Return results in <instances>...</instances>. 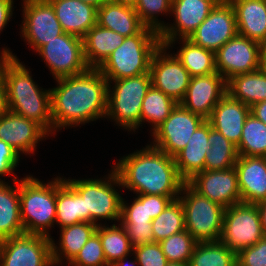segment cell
Returning a JSON list of instances; mask_svg holds the SVG:
<instances>
[{
  "mask_svg": "<svg viewBox=\"0 0 266 266\" xmlns=\"http://www.w3.org/2000/svg\"><path fill=\"white\" fill-rule=\"evenodd\" d=\"M56 81L58 86L50 89L55 132L106 117L108 81L98 69L89 68L84 73Z\"/></svg>",
  "mask_w": 266,
  "mask_h": 266,
  "instance_id": "cell-1",
  "label": "cell"
},
{
  "mask_svg": "<svg viewBox=\"0 0 266 266\" xmlns=\"http://www.w3.org/2000/svg\"><path fill=\"white\" fill-rule=\"evenodd\" d=\"M114 165L121 187L136 195L179 196L186 183L178 173L174 157L147 145L128 156H123Z\"/></svg>",
  "mask_w": 266,
  "mask_h": 266,
  "instance_id": "cell-2",
  "label": "cell"
},
{
  "mask_svg": "<svg viewBox=\"0 0 266 266\" xmlns=\"http://www.w3.org/2000/svg\"><path fill=\"white\" fill-rule=\"evenodd\" d=\"M24 65L12 54L2 66L8 110L36 122L48 134L55 135L50 89L38 87Z\"/></svg>",
  "mask_w": 266,
  "mask_h": 266,
  "instance_id": "cell-3",
  "label": "cell"
},
{
  "mask_svg": "<svg viewBox=\"0 0 266 266\" xmlns=\"http://www.w3.org/2000/svg\"><path fill=\"white\" fill-rule=\"evenodd\" d=\"M161 46L159 33L144 27L138 34L125 37L123 43L117 47L98 68L107 79L120 80L149 73L150 63L155 51Z\"/></svg>",
  "mask_w": 266,
  "mask_h": 266,
  "instance_id": "cell-4",
  "label": "cell"
},
{
  "mask_svg": "<svg viewBox=\"0 0 266 266\" xmlns=\"http://www.w3.org/2000/svg\"><path fill=\"white\" fill-rule=\"evenodd\" d=\"M19 198L24 233L51 238L48 229L56 218V178L47 184L31 175L21 178Z\"/></svg>",
  "mask_w": 266,
  "mask_h": 266,
  "instance_id": "cell-5",
  "label": "cell"
},
{
  "mask_svg": "<svg viewBox=\"0 0 266 266\" xmlns=\"http://www.w3.org/2000/svg\"><path fill=\"white\" fill-rule=\"evenodd\" d=\"M112 81V90V85L108 84L106 118L128 131H135L142 126V102L152 85L150 73Z\"/></svg>",
  "mask_w": 266,
  "mask_h": 266,
  "instance_id": "cell-6",
  "label": "cell"
},
{
  "mask_svg": "<svg viewBox=\"0 0 266 266\" xmlns=\"http://www.w3.org/2000/svg\"><path fill=\"white\" fill-rule=\"evenodd\" d=\"M65 181L84 199L85 222L99 225V219L120 221L122 197L115 187L122 185L114 169L104 180L89 178Z\"/></svg>",
  "mask_w": 266,
  "mask_h": 266,
  "instance_id": "cell-7",
  "label": "cell"
},
{
  "mask_svg": "<svg viewBox=\"0 0 266 266\" xmlns=\"http://www.w3.org/2000/svg\"><path fill=\"white\" fill-rule=\"evenodd\" d=\"M178 198L183 205L188 233L197 242L219 241L226 208L202 196L188 183L184 184Z\"/></svg>",
  "mask_w": 266,
  "mask_h": 266,
  "instance_id": "cell-8",
  "label": "cell"
},
{
  "mask_svg": "<svg viewBox=\"0 0 266 266\" xmlns=\"http://www.w3.org/2000/svg\"><path fill=\"white\" fill-rule=\"evenodd\" d=\"M266 235L257 204L239 203L225 209L220 241L236 254Z\"/></svg>",
  "mask_w": 266,
  "mask_h": 266,
  "instance_id": "cell-9",
  "label": "cell"
},
{
  "mask_svg": "<svg viewBox=\"0 0 266 266\" xmlns=\"http://www.w3.org/2000/svg\"><path fill=\"white\" fill-rule=\"evenodd\" d=\"M36 52L50 68L54 79L78 75L89 69L84 57L83 38L72 34L63 33Z\"/></svg>",
  "mask_w": 266,
  "mask_h": 266,
  "instance_id": "cell-10",
  "label": "cell"
},
{
  "mask_svg": "<svg viewBox=\"0 0 266 266\" xmlns=\"http://www.w3.org/2000/svg\"><path fill=\"white\" fill-rule=\"evenodd\" d=\"M0 266H54L51 238L23 233L0 240Z\"/></svg>",
  "mask_w": 266,
  "mask_h": 266,
  "instance_id": "cell-11",
  "label": "cell"
},
{
  "mask_svg": "<svg viewBox=\"0 0 266 266\" xmlns=\"http://www.w3.org/2000/svg\"><path fill=\"white\" fill-rule=\"evenodd\" d=\"M178 103L171 114L153 132V147L171 157L179 153L189 142L194 131L205 121Z\"/></svg>",
  "mask_w": 266,
  "mask_h": 266,
  "instance_id": "cell-12",
  "label": "cell"
},
{
  "mask_svg": "<svg viewBox=\"0 0 266 266\" xmlns=\"http://www.w3.org/2000/svg\"><path fill=\"white\" fill-rule=\"evenodd\" d=\"M22 36L36 51L64 33L48 0H23Z\"/></svg>",
  "mask_w": 266,
  "mask_h": 266,
  "instance_id": "cell-13",
  "label": "cell"
},
{
  "mask_svg": "<svg viewBox=\"0 0 266 266\" xmlns=\"http://www.w3.org/2000/svg\"><path fill=\"white\" fill-rule=\"evenodd\" d=\"M166 49L165 45H161L152 56L149 70L151 84L180 103L186 95L191 75L176 55L166 53Z\"/></svg>",
  "mask_w": 266,
  "mask_h": 266,
  "instance_id": "cell-14",
  "label": "cell"
},
{
  "mask_svg": "<svg viewBox=\"0 0 266 266\" xmlns=\"http://www.w3.org/2000/svg\"><path fill=\"white\" fill-rule=\"evenodd\" d=\"M217 72L226 81L261 68L259 43L236 34L215 52Z\"/></svg>",
  "mask_w": 266,
  "mask_h": 266,
  "instance_id": "cell-15",
  "label": "cell"
},
{
  "mask_svg": "<svg viewBox=\"0 0 266 266\" xmlns=\"http://www.w3.org/2000/svg\"><path fill=\"white\" fill-rule=\"evenodd\" d=\"M220 0H172L174 26L167 25L159 33L161 45L168 49L177 39H188L208 17Z\"/></svg>",
  "mask_w": 266,
  "mask_h": 266,
  "instance_id": "cell-16",
  "label": "cell"
},
{
  "mask_svg": "<svg viewBox=\"0 0 266 266\" xmlns=\"http://www.w3.org/2000/svg\"><path fill=\"white\" fill-rule=\"evenodd\" d=\"M236 34L234 7L229 0H220L188 39L198 46L216 52Z\"/></svg>",
  "mask_w": 266,
  "mask_h": 266,
  "instance_id": "cell-17",
  "label": "cell"
},
{
  "mask_svg": "<svg viewBox=\"0 0 266 266\" xmlns=\"http://www.w3.org/2000/svg\"><path fill=\"white\" fill-rule=\"evenodd\" d=\"M196 192L227 208L241 203L235 167L204 170L187 182Z\"/></svg>",
  "mask_w": 266,
  "mask_h": 266,
  "instance_id": "cell-18",
  "label": "cell"
},
{
  "mask_svg": "<svg viewBox=\"0 0 266 266\" xmlns=\"http://www.w3.org/2000/svg\"><path fill=\"white\" fill-rule=\"evenodd\" d=\"M226 93L227 81L218 72L191 77L186 95L180 104L207 120Z\"/></svg>",
  "mask_w": 266,
  "mask_h": 266,
  "instance_id": "cell-19",
  "label": "cell"
},
{
  "mask_svg": "<svg viewBox=\"0 0 266 266\" xmlns=\"http://www.w3.org/2000/svg\"><path fill=\"white\" fill-rule=\"evenodd\" d=\"M49 134L36 122L7 111L0 116V139L19 154H34L37 143Z\"/></svg>",
  "mask_w": 266,
  "mask_h": 266,
  "instance_id": "cell-20",
  "label": "cell"
},
{
  "mask_svg": "<svg viewBox=\"0 0 266 266\" xmlns=\"http://www.w3.org/2000/svg\"><path fill=\"white\" fill-rule=\"evenodd\" d=\"M241 202L266 201V157L238 156L235 163Z\"/></svg>",
  "mask_w": 266,
  "mask_h": 266,
  "instance_id": "cell-21",
  "label": "cell"
},
{
  "mask_svg": "<svg viewBox=\"0 0 266 266\" xmlns=\"http://www.w3.org/2000/svg\"><path fill=\"white\" fill-rule=\"evenodd\" d=\"M249 114L250 107L248 105L226 93L214 107L207 120L212 128L237 146L240 142L244 122Z\"/></svg>",
  "mask_w": 266,
  "mask_h": 266,
  "instance_id": "cell-22",
  "label": "cell"
},
{
  "mask_svg": "<svg viewBox=\"0 0 266 266\" xmlns=\"http://www.w3.org/2000/svg\"><path fill=\"white\" fill-rule=\"evenodd\" d=\"M64 33L83 38L97 24V7L81 0H48Z\"/></svg>",
  "mask_w": 266,
  "mask_h": 266,
  "instance_id": "cell-23",
  "label": "cell"
},
{
  "mask_svg": "<svg viewBox=\"0 0 266 266\" xmlns=\"http://www.w3.org/2000/svg\"><path fill=\"white\" fill-rule=\"evenodd\" d=\"M209 131L210 122L205 120L194 131L187 145L174 156L178 173L186 183L204 171L205 158L210 149Z\"/></svg>",
  "mask_w": 266,
  "mask_h": 266,
  "instance_id": "cell-24",
  "label": "cell"
},
{
  "mask_svg": "<svg viewBox=\"0 0 266 266\" xmlns=\"http://www.w3.org/2000/svg\"><path fill=\"white\" fill-rule=\"evenodd\" d=\"M236 15L237 33L260 42L266 36V0H229Z\"/></svg>",
  "mask_w": 266,
  "mask_h": 266,
  "instance_id": "cell-25",
  "label": "cell"
},
{
  "mask_svg": "<svg viewBox=\"0 0 266 266\" xmlns=\"http://www.w3.org/2000/svg\"><path fill=\"white\" fill-rule=\"evenodd\" d=\"M97 24L116 33L130 37L138 34L145 26L139 20L135 8L105 1L97 8Z\"/></svg>",
  "mask_w": 266,
  "mask_h": 266,
  "instance_id": "cell-26",
  "label": "cell"
},
{
  "mask_svg": "<svg viewBox=\"0 0 266 266\" xmlns=\"http://www.w3.org/2000/svg\"><path fill=\"white\" fill-rule=\"evenodd\" d=\"M124 36L96 24L83 37L84 57L89 68L98 69L122 43Z\"/></svg>",
  "mask_w": 266,
  "mask_h": 266,
  "instance_id": "cell-27",
  "label": "cell"
},
{
  "mask_svg": "<svg viewBox=\"0 0 266 266\" xmlns=\"http://www.w3.org/2000/svg\"><path fill=\"white\" fill-rule=\"evenodd\" d=\"M13 177L15 185L0 182V240L24 233L21 220L19 181Z\"/></svg>",
  "mask_w": 266,
  "mask_h": 266,
  "instance_id": "cell-28",
  "label": "cell"
},
{
  "mask_svg": "<svg viewBox=\"0 0 266 266\" xmlns=\"http://www.w3.org/2000/svg\"><path fill=\"white\" fill-rule=\"evenodd\" d=\"M97 226L98 225L94 223L80 222L61 228L59 246H56L51 237L52 260L54 266L62 264L64 258L69 263L86 244L88 239L96 232Z\"/></svg>",
  "mask_w": 266,
  "mask_h": 266,
  "instance_id": "cell-29",
  "label": "cell"
},
{
  "mask_svg": "<svg viewBox=\"0 0 266 266\" xmlns=\"http://www.w3.org/2000/svg\"><path fill=\"white\" fill-rule=\"evenodd\" d=\"M56 224L64 228L85 222L84 199L65 181L56 177Z\"/></svg>",
  "mask_w": 266,
  "mask_h": 266,
  "instance_id": "cell-30",
  "label": "cell"
},
{
  "mask_svg": "<svg viewBox=\"0 0 266 266\" xmlns=\"http://www.w3.org/2000/svg\"><path fill=\"white\" fill-rule=\"evenodd\" d=\"M227 93L251 107L266 100V70L260 68L250 73L233 76L227 81Z\"/></svg>",
  "mask_w": 266,
  "mask_h": 266,
  "instance_id": "cell-31",
  "label": "cell"
},
{
  "mask_svg": "<svg viewBox=\"0 0 266 266\" xmlns=\"http://www.w3.org/2000/svg\"><path fill=\"white\" fill-rule=\"evenodd\" d=\"M180 40H182L183 47L175 55L190 73L191 77L217 72L215 52L198 46L189 39Z\"/></svg>",
  "mask_w": 266,
  "mask_h": 266,
  "instance_id": "cell-32",
  "label": "cell"
},
{
  "mask_svg": "<svg viewBox=\"0 0 266 266\" xmlns=\"http://www.w3.org/2000/svg\"><path fill=\"white\" fill-rule=\"evenodd\" d=\"M208 142L210 149L205 158L204 170H224L235 166L238 159L236 145L212 128L211 124Z\"/></svg>",
  "mask_w": 266,
  "mask_h": 266,
  "instance_id": "cell-33",
  "label": "cell"
},
{
  "mask_svg": "<svg viewBox=\"0 0 266 266\" xmlns=\"http://www.w3.org/2000/svg\"><path fill=\"white\" fill-rule=\"evenodd\" d=\"M119 225L113 224L109 227V225L99 224L96 229L102 242L104 256L110 266L133 252L125 227L121 223Z\"/></svg>",
  "mask_w": 266,
  "mask_h": 266,
  "instance_id": "cell-34",
  "label": "cell"
},
{
  "mask_svg": "<svg viewBox=\"0 0 266 266\" xmlns=\"http://www.w3.org/2000/svg\"><path fill=\"white\" fill-rule=\"evenodd\" d=\"M189 266H237L236 253L220 240L197 242Z\"/></svg>",
  "mask_w": 266,
  "mask_h": 266,
  "instance_id": "cell-35",
  "label": "cell"
},
{
  "mask_svg": "<svg viewBox=\"0 0 266 266\" xmlns=\"http://www.w3.org/2000/svg\"><path fill=\"white\" fill-rule=\"evenodd\" d=\"M236 148L238 156L266 157V124L250 113Z\"/></svg>",
  "mask_w": 266,
  "mask_h": 266,
  "instance_id": "cell-36",
  "label": "cell"
},
{
  "mask_svg": "<svg viewBox=\"0 0 266 266\" xmlns=\"http://www.w3.org/2000/svg\"><path fill=\"white\" fill-rule=\"evenodd\" d=\"M178 103L151 85L142 102L141 124L152 123V132L171 114Z\"/></svg>",
  "mask_w": 266,
  "mask_h": 266,
  "instance_id": "cell-37",
  "label": "cell"
},
{
  "mask_svg": "<svg viewBox=\"0 0 266 266\" xmlns=\"http://www.w3.org/2000/svg\"><path fill=\"white\" fill-rule=\"evenodd\" d=\"M153 238L155 242L180 233L185 229L183 205L179 198L172 200L167 207L152 220Z\"/></svg>",
  "mask_w": 266,
  "mask_h": 266,
  "instance_id": "cell-38",
  "label": "cell"
},
{
  "mask_svg": "<svg viewBox=\"0 0 266 266\" xmlns=\"http://www.w3.org/2000/svg\"><path fill=\"white\" fill-rule=\"evenodd\" d=\"M168 262L189 264L197 241L184 230L159 242Z\"/></svg>",
  "mask_w": 266,
  "mask_h": 266,
  "instance_id": "cell-39",
  "label": "cell"
},
{
  "mask_svg": "<svg viewBox=\"0 0 266 266\" xmlns=\"http://www.w3.org/2000/svg\"><path fill=\"white\" fill-rule=\"evenodd\" d=\"M172 0H138L135 10L141 23L160 33L166 24L158 20L159 14L171 13ZM169 12V13H168ZM158 14V15H156ZM157 17V18H156Z\"/></svg>",
  "mask_w": 266,
  "mask_h": 266,
  "instance_id": "cell-40",
  "label": "cell"
},
{
  "mask_svg": "<svg viewBox=\"0 0 266 266\" xmlns=\"http://www.w3.org/2000/svg\"><path fill=\"white\" fill-rule=\"evenodd\" d=\"M67 264L70 266H110L104 256L99 235L95 232Z\"/></svg>",
  "mask_w": 266,
  "mask_h": 266,
  "instance_id": "cell-41",
  "label": "cell"
},
{
  "mask_svg": "<svg viewBox=\"0 0 266 266\" xmlns=\"http://www.w3.org/2000/svg\"><path fill=\"white\" fill-rule=\"evenodd\" d=\"M132 204H126L122 197L121 201V224H147L152 223V218L148 215L147 194L136 195Z\"/></svg>",
  "mask_w": 266,
  "mask_h": 266,
  "instance_id": "cell-42",
  "label": "cell"
},
{
  "mask_svg": "<svg viewBox=\"0 0 266 266\" xmlns=\"http://www.w3.org/2000/svg\"><path fill=\"white\" fill-rule=\"evenodd\" d=\"M138 266H166L168 261L158 242L133 248Z\"/></svg>",
  "mask_w": 266,
  "mask_h": 266,
  "instance_id": "cell-43",
  "label": "cell"
},
{
  "mask_svg": "<svg viewBox=\"0 0 266 266\" xmlns=\"http://www.w3.org/2000/svg\"><path fill=\"white\" fill-rule=\"evenodd\" d=\"M237 266H266V236L236 254Z\"/></svg>",
  "mask_w": 266,
  "mask_h": 266,
  "instance_id": "cell-44",
  "label": "cell"
},
{
  "mask_svg": "<svg viewBox=\"0 0 266 266\" xmlns=\"http://www.w3.org/2000/svg\"><path fill=\"white\" fill-rule=\"evenodd\" d=\"M125 227L132 247L154 243L152 223L122 224Z\"/></svg>",
  "mask_w": 266,
  "mask_h": 266,
  "instance_id": "cell-45",
  "label": "cell"
},
{
  "mask_svg": "<svg viewBox=\"0 0 266 266\" xmlns=\"http://www.w3.org/2000/svg\"><path fill=\"white\" fill-rule=\"evenodd\" d=\"M20 154L14 150L9 144L0 139V177L13 174L14 169L19 165ZM0 182H3L1 180Z\"/></svg>",
  "mask_w": 266,
  "mask_h": 266,
  "instance_id": "cell-46",
  "label": "cell"
},
{
  "mask_svg": "<svg viewBox=\"0 0 266 266\" xmlns=\"http://www.w3.org/2000/svg\"><path fill=\"white\" fill-rule=\"evenodd\" d=\"M179 196H163V195H148L147 194V210L148 215L155 219L174 199Z\"/></svg>",
  "mask_w": 266,
  "mask_h": 266,
  "instance_id": "cell-47",
  "label": "cell"
},
{
  "mask_svg": "<svg viewBox=\"0 0 266 266\" xmlns=\"http://www.w3.org/2000/svg\"><path fill=\"white\" fill-rule=\"evenodd\" d=\"M13 3V0H0V33L12 17Z\"/></svg>",
  "mask_w": 266,
  "mask_h": 266,
  "instance_id": "cell-48",
  "label": "cell"
},
{
  "mask_svg": "<svg viewBox=\"0 0 266 266\" xmlns=\"http://www.w3.org/2000/svg\"><path fill=\"white\" fill-rule=\"evenodd\" d=\"M8 111L5 80L3 78L2 66H0V116Z\"/></svg>",
  "mask_w": 266,
  "mask_h": 266,
  "instance_id": "cell-49",
  "label": "cell"
},
{
  "mask_svg": "<svg viewBox=\"0 0 266 266\" xmlns=\"http://www.w3.org/2000/svg\"><path fill=\"white\" fill-rule=\"evenodd\" d=\"M250 113L266 124V100L252 105Z\"/></svg>",
  "mask_w": 266,
  "mask_h": 266,
  "instance_id": "cell-50",
  "label": "cell"
},
{
  "mask_svg": "<svg viewBox=\"0 0 266 266\" xmlns=\"http://www.w3.org/2000/svg\"><path fill=\"white\" fill-rule=\"evenodd\" d=\"M260 65L266 70V36L259 42Z\"/></svg>",
  "mask_w": 266,
  "mask_h": 266,
  "instance_id": "cell-51",
  "label": "cell"
},
{
  "mask_svg": "<svg viewBox=\"0 0 266 266\" xmlns=\"http://www.w3.org/2000/svg\"><path fill=\"white\" fill-rule=\"evenodd\" d=\"M257 208H258L259 213H260L263 231L266 235V201L257 203Z\"/></svg>",
  "mask_w": 266,
  "mask_h": 266,
  "instance_id": "cell-52",
  "label": "cell"
},
{
  "mask_svg": "<svg viewBox=\"0 0 266 266\" xmlns=\"http://www.w3.org/2000/svg\"><path fill=\"white\" fill-rule=\"evenodd\" d=\"M11 57L12 52L7 48H3L0 55V66H3Z\"/></svg>",
  "mask_w": 266,
  "mask_h": 266,
  "instance_id": "cell-53",
  "label": "cell"
},
{
  "mask_svg": "<svg viewBox=\"0 0 266 266\" xmlns=\"http://www.w3.org/2000/svg\"><path fill=\"white\" fill-rule=\"evenodd\" d=\"M128 256H124L122 259L116 261L113 265L111 266H136L138 264L136 258L134 261H130V263L126 262Z\"/></svg>",
  "mask_w": 266,
  "mask_h": 266,
  "instance_id": "cell-54",
  "label": "cell"
},
{
  "mask_svg": "<svg viewBox=\"0 0 266 266\" xmlns=\"http://www.w3.org/2000/svg\"><path fill=\"white\" fill-rule=\"evenodd\" d=\"M111 1L123 6L135 8L138 0H111Z\"/></svg>",
  "mask_w": 266,
  "mask_h": 266,
  "instance_id": "cell-55",
  "label": "cell"
},
{
  "mask_svg": "<svg viewBox=\"0 0 266 266\" xmlns=\"http://www.w3.org/2000/svg\"><path fill=\"white\" fill-rule=\"evenodd\" d=\"M81 1L90 3L98 8L107 0H81Z\"/></svg>",
  "mask_w": 266,
  "mask_h": 266,
  "instance_id": "cell-56",
  "label": "cell"
},
{
  "mask_svg": "<svg viewBox=\"0 0 266 266\" xmlns=\"http://www.w3.org/2000/svg\"><path fill=\"white\" fill-rule=\"evenodd\" d=\"M166 266H189V264L168 262Z\"/></svg>",
  "mask_w": 266,
  "mask_h": 266,
  "instance_id": "cell-57",
  "label": "cell"
}]
</instances>
